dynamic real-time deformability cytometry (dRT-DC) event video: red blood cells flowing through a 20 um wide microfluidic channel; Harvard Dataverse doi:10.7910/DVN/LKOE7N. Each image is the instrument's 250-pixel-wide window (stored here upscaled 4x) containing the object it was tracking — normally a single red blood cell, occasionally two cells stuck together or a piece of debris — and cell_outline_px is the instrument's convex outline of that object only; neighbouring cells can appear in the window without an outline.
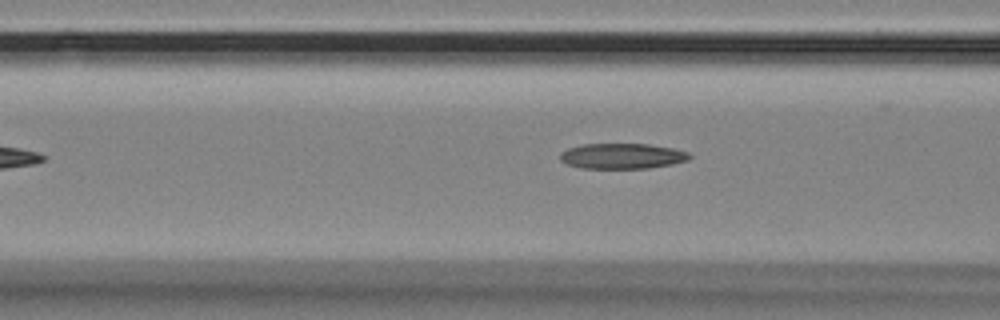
{"species": "Egyptian fruit bat (a non-hibernating species)", "species_latin": "Rousettus aegyptiacus", "temperature_condition": "room temperature", "stored_images_in_passage": 31, "camera_frame_rate_fps": 3000, "um_per_image_px": 0.085, "animal": {"sex": "female"}, "frame": {"image": 1, "passage_image": 6, "time_ms": 1.667, "image_size_px": [1000, 320], "cell_outline_px": [[692, 156], [688, 160], [672, 164], [648, 168], [580, 168], [568, 164], [560, 160], [560, 152], [568, 148], [584, 144], [648, 144], [672, 148], [688, 152]], "centroid_in_image_um": [52.88, 13.26], "position_along_channel_um": 113.7, "area_um2": 19.13}}
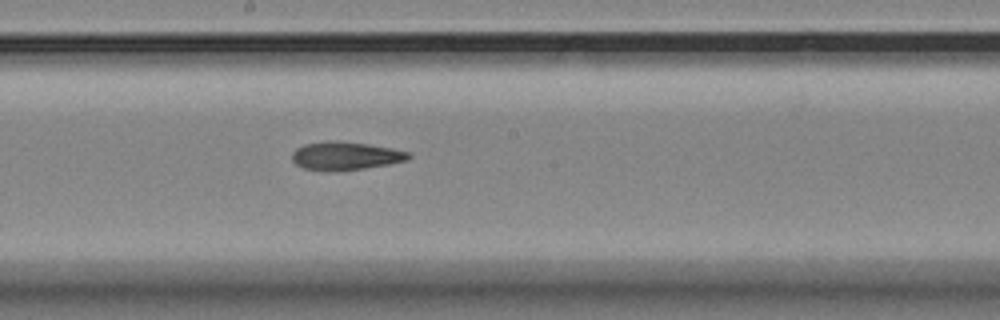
{"frame": {"image": 2, "passage_image": 15, "time_ms": 4.667, "image_size_px": [1000, 320], "cell_outline_px": [[412, 156], [408, 160], [388, 164], [364, 168], [336, 172], [320, 172], [304, 168], [296, 164], [292, 160], [292, 152], [296, 148], [304, 144], [328, 140], [336, 140], [368, 144], [392, 148], [412, 152]], "centroid_in_image_um": [29.35, 13.26], "position_along_channel_um": 218.8, "area_um2": 19.65}}
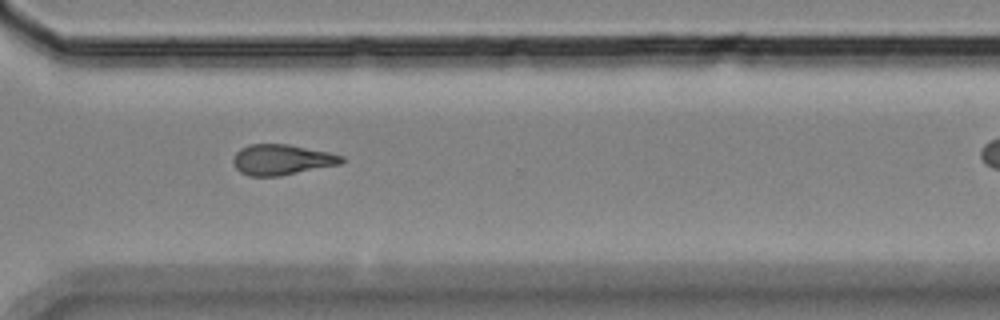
{"frame": {"image": 3, "passage_image": 26, "time_ms": 8.333, "image_size_px": [1000, 320], "cell_outline_px": [[348, 160], [340, 164], [280, 176], [248, 176], [240, 172], [236, 168], [232, 160], [236, 152], [240, 148], [248, 144], [288, 144], [328, 152], [344, 156]], "centroid_in_image_um": [23.95, 13.57], "position_along_channel_um": 346.6, "area_um2": 19.42}}